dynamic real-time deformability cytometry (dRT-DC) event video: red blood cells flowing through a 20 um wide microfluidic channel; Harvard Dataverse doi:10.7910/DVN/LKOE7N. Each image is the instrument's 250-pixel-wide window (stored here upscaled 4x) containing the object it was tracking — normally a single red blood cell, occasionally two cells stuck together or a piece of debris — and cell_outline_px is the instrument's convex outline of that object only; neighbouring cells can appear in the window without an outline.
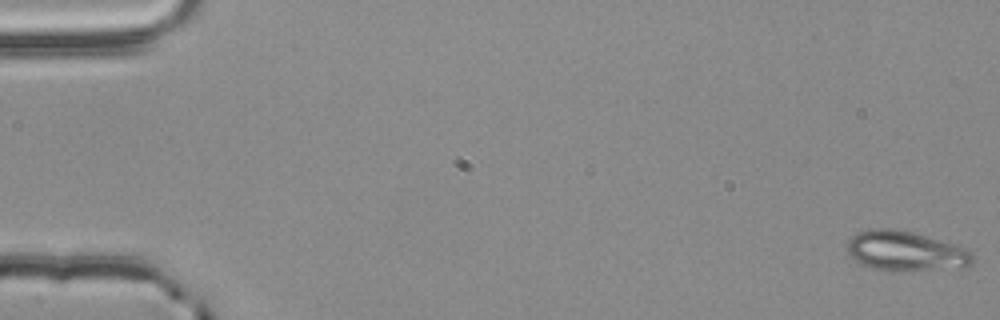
{"species": "common noctule bat (a hibernating species)", "species_latin": "Nyctalus noctula", "temperature_condition": "room temperature", "stored_images_in_passage": 3, "camera_frame_rate_fps": 3000, "um_per_image_px": 0.085, "animal": {"sex": "male", "body_mass_g": 20.4}, "frame": {"image": 1, "passage_image": 1, "time_ms": 0.0, "image_size_px": [1000, 320], "cell_outline_px": [[976, 256], [972, 264], [964, 268], [912, 272], [876, 268], [860, 264], [848, 252], [848, 240], [852, 236], [860, 232], [872, 228], [892, 228], [912, 232], [968, 248]], "centroid_in_image_um": [77.08, 21.36], "position_along_channel_um": 7.9, "area_um2": 29.48}}
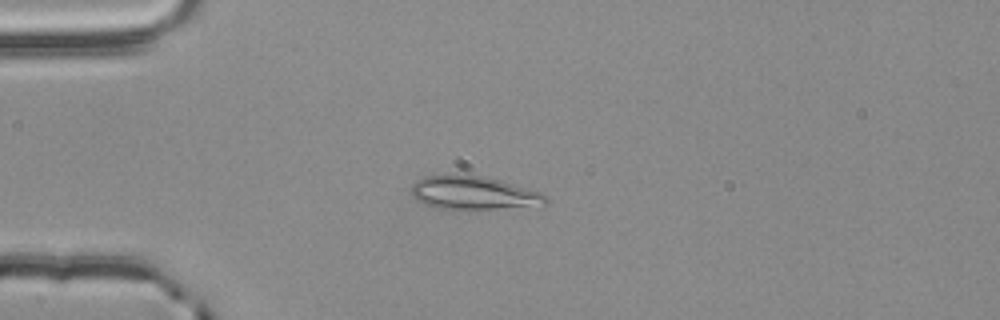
{"frame": {"image": 2, "passage_image": 3, "time_ms": 0.667, "image_size_px": [1000, 320], "cell_outline_px": [[548, 204], [544, 208], [436, 208], [424, 204], [416, 200], [412, 196], [412, 184], [416, 180], [424, 176], [484, 176], [500, 180], [540, 192], [548, 200]], "centroid_in_image_um": [40.34, 16.43], "position_along_channel_um": 44.7, "area_um2": 26.01}}